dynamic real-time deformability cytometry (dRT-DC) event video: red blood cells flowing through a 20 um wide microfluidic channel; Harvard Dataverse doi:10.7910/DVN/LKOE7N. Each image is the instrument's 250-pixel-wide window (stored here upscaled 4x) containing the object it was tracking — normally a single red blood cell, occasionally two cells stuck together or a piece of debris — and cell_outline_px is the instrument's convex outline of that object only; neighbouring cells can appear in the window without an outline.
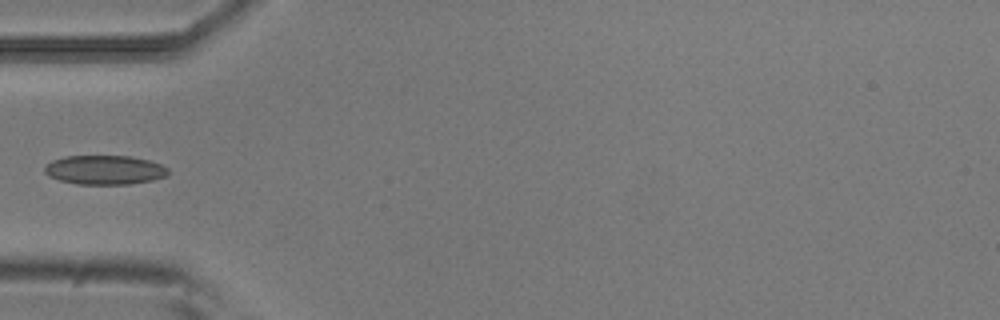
{"species": "common noctule bat (a hibernating species)", "species_latin": "Nyctalus noctula", "temperature_condition": "room temperature", "stored_images_in_passage": 5, "camera_frame_rate_fps": 3000, "um_per_image_px": 0.085, "animal": {"sex": "male", "body_mass_g": 20.5, "forearm_length_mm": 52.5}, "frame": {"image": 1, "passage_image": 4, "time_ms": 1.0, "image_size_px": [1000, 320], "cell_outline_px": [[168, 176], [152, 180], [128, 184], [76, 184], [60, 180], [48, 176], [44, 172], [44, 168], [52, 160], [64, 156], [128, 156], [148, 160], [160, 164], [168, 168]], "centroid_in_image_um": [8.89, 14.44], "position_along_channel_um": 76.1, "area_um2": 20.98}}
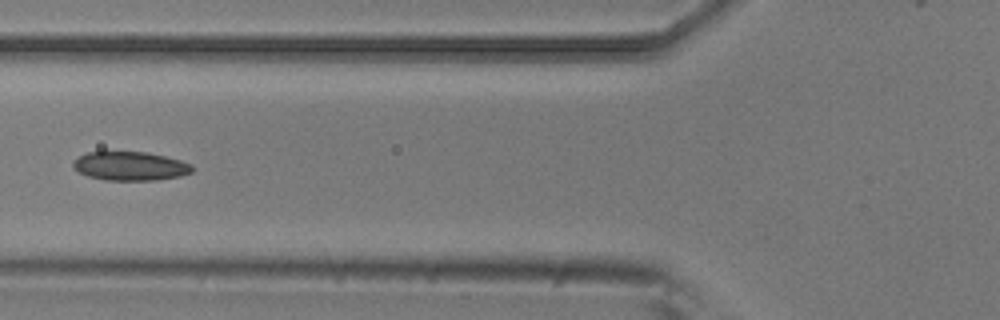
{"frame": {"image": 2, "passage_image": 5, "time_ms": 1.333, "image_size_px": [1000, 320], "cell_outline_px": [[196, 168], [192, 172], [180, 176], [156, 180], [104, 180], [88, 176], [80, 172], [72, 164], [80, 156], [88, 152], [148, 152], [180, 160], [192, 164]], "centroid_in_image_um": [11.13, 14.12], "position_along_channel_um": 114.7, "area_um2": 19.88}}